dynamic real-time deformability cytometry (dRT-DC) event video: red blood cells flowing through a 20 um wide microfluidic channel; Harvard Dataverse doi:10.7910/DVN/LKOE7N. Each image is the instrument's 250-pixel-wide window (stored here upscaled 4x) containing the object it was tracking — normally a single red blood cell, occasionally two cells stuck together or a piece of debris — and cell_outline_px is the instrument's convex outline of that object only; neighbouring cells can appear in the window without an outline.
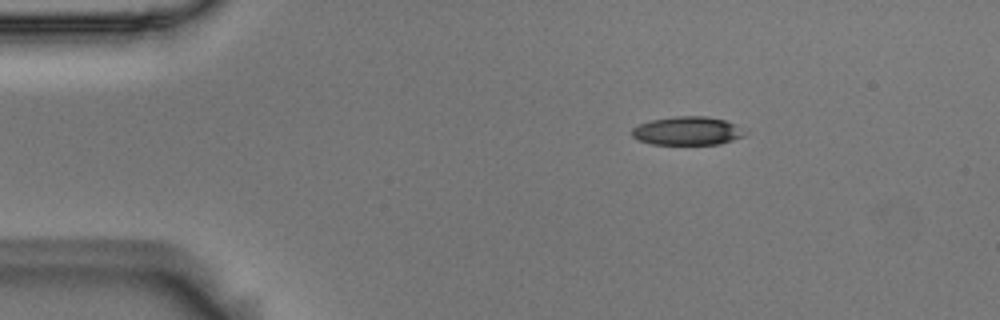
{"species": "Egyptian fruit bat (a non-hibernating species)", "species_latin": "Rousettus aegyptiacus", "temperature_condition": "room temperature", "stored_images_in_passage": 4, "segment_of_instrument_passage": [1, 2], "camera_frame_rate_fps": 3000, "um_per_image_px": 0.085, "animal": {"sex": "male"}, "frame": {"image": 1, "passage_image": 1, "time_ms": 0.0, "image_size_px": [1000, 320], "cell_outline_px": [[748, 132], [744, 136], [720, 144], [652, 144], [640, 140], [632, 136], [632, 128], [640, 124], [652, 120], [676, 116], [708, 116], [724, 120], [736, 124]], "centroid_in_image_um": [58.47, 11.12], "position_along_channel_um": 26.5, "area_um2": 18.73}}